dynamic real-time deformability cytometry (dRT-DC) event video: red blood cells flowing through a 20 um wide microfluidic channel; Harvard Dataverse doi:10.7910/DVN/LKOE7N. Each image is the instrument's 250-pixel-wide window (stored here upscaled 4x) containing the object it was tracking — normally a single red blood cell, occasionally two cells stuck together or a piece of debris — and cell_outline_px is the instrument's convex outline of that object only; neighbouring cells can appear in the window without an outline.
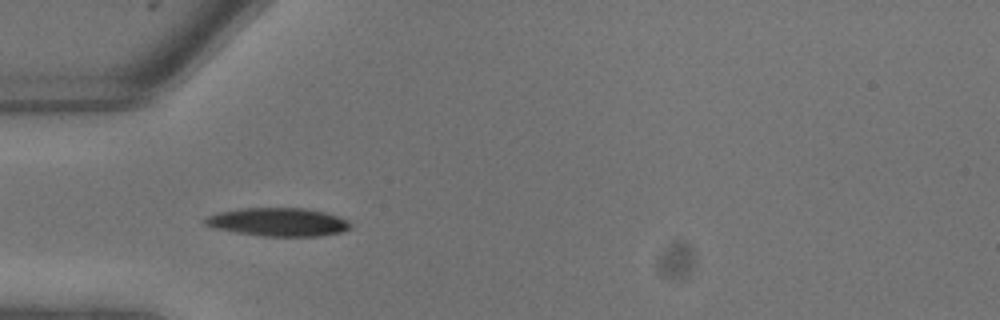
{"species": "common noctule bat (a hibernating species)", "species_latin": "Nyctalus noctula", "temperature_condition": "warm", "stored_images_in_passage": 11, "camera_frame_rate_fps": 3000, "um_per_image_px": 0.085, "animal": {"sex": "male", "body_mass_g": 13.3}, "frame": {"image": 1, "passage_image": 7, "time_ms": 2.0, "image_size_px": [1000, 320], "cell_outline_px": [[352, 228], [344, 232], [320, 236], [264, 236], [236, 232], [216, 228], [204, 224], [204, 216], [216, 212], [240, 208], [308, 208], [324, 212], [348, 220], [352, 224]], "centroid_in_image_um": [23.65, 18.87], "position_along_channel_um": 61.3, "area_um2": 24.22}}